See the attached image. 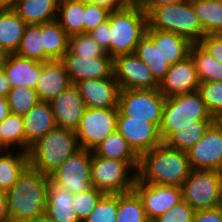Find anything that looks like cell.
<instances>
[{
	"label": "cell",
	"instance_id": "obj_48",
	"mask_svg": "<svg viewBox=\"0 0 222 222\" xmlns=\"http://www.w3.org/2000/svg\"><path fill=\"white\" fill-rule=\"evenodd\" d=\"M182 0H132V2L142 8L148 14L153 8L174 4Z\"/></svg>",
	"mask_w": 222,
	"mask_h": 222
},
{
	"label": "cell",
	"instance_id": "obj_40",
	"mask_svg": "<svg viewBox=\"0 0 222 222\" xmlns=\"http://www.w3.org/2000/svg\"><path fill=\"white\" fill-rule=\"evenodd\" d=\"M69 50L81 57H110L89 33L69 36Z\"/></svg>",
	"mask_w": 222,
	"mask_h": 222
},
{
	"label": "cell",
	"instance_id": "obj_32",
	"mask_svg": "<svg viewBox=\"0 0 222 222\" xmlns=\"http://www.w3.org/2000/svg\"><path fill=\"white\" fill-rule=\"evenodd\" d=\"M83 20V0H59L56 21L69 36L83 33Z\"/></svg>",
	"mask_w": 222,
	"mask_h": 222
},
{
	"label": "cell",
	"instance_id": "obj_29",
	"mask_svg": "<svg viewBox=\"0 0 222 222\" xmlns=\"http://www.w3.org/2000/svg\"><path fill=\"white\" fill-rule=\"evenodd\" d=\"M213 121H196V125L177 126L164 140L163 143L171 148L187 152L204 135Z\"/></svg>",
	"mask_w": 222,
	"mask_h": 222
},
{
	"label": "cell",
	"instance_id": "obj_8",
	"mask_svg": "<svg viewBox=\"0 0 222 222\" xmlns=\"http://www.w3.org/2000/svg\"><path fill=\"white\" fill-rule=\"evenodd\" d=\"M182 200L195 211L222 204V172L192 169L181 185Z\"/></svg>",
	"mask_w": 222,
	"mask_h": 222
},
{
	"label": "cell",
	"instance_id": "obj_5",
	"mask_svg": "<svg viewBox=\"0 0 222 222\" xmlns=\"http://www.w3.org/2000/svg\"><path fill=\"white\" fill-rule=\"evenodd\" d=\"M147 23V27L183 36L192 44L199 43L205 36L192 0H182L153 8L147 14Z\"/></svg>",
	"mask_w": 222,
	"mask_h": 222
},
{
	"label": "cell",
	"instance_id": "obj_56",
	"mask_svg": "<svg viewBox=\"0 0 222 222\" xmlns=\"http://www.w3.org/2000/svg\"><path fill=\"white\" fill-rule=\"evenodd\" d=\"M9 151H10V149L3 143V141L1 140V137H0V156L9 152Z\"/></svg>",
	"mask_w": 222,
	"mask_h": 222
},
{
	"label": "cell",
	"instance_id": "obj_51",
	"mask_svg": "<svg viewBox=\"0 0 222 222\" xmlns=\"http://www.w3.org/2000/svg\"><path fill=\"white\" fill-rule=\"evenodd\" d=\"M0 222H10V216L7 212L6 192L0 190Z\"/></svg>",
	"mask_w": 222,
	"mask_h": 222
},
{
	"label": "cell",
	"instance_id": "obj_7",
	"mask_svg": "<svg viewBox=\"0 0 222 222\" xmlns=\"http://www.w3.org/2000/svg\"><path fill=\"white\" fill-rule=\"evenodd\" d=\"M199 91L166 98L159 127L164 140L177 126L196 125V121H214Z\"/></svg>",
	"mask_w": 222,
	"mask_h": 222
},
{
	"label": "cell",
	"instance_id": "obj_18",
	"mask_svg": "<svg viewBox=\"0 0 222 222\" xmlns=\"http://www.w3.org/2000/svg\"><path fill=\"white\" fill-rule=\"evenodd\" d=\"M56 126L76 130L86 110L85 102L75 85H70L49 101Z\"/></svg>",
	"mask_w": 222,
	"mask_h": 222
},
{
	"label": "cell",
	"instance_id": "obj_26",
	"mask_svg": "<svg viewBox=\"0 0 222 222\" xmlns=\"http://www.w3.org/2000/svg\"><path fill=\"white\" fill-rule=\"evenodd\" d=\"M27 24L13 8L0 9V46L16 53Z\"/></svg>",
	"mask_w": 222,
	"mask_h": 222
},
{
	"label": "cell",
	"instance_id": "obj_49",
	"mask_svg": "<svg viewBox=\"0 0 222 222\" xmlns=\"http://www.w3.org/2000/svg\"><path fill=\"white\" fill-rule=\"evenodd\" d=\"M86 3H94L108 8L110 11L127 7L132 0H83Z\"/></svg>",
	"mask_w": 222,
	"mask_h": 222
},
{
	"label": "cell",
	"instance_id": "obj_19",
	"mask_svg": "<svg viewBox=\"0 0 222 222\" xmlns=\"http://www.w3.org/2000/svg\"><path fill=\"white\" fill-rule=\"evenodd\" d=\"M89 108L118 107L120 88L114 74L104 79L82 80L75 84Z\"/></svg>",
	"mask_w": 222,
	"mask_h": 222
},
{
	"label": "cell",
	"instance_id": "obj_10",
	"mask_svg": "<svg viewBox=\"0 0 222 222\" xmlns=\"http://www.w3.org/2000/svg\"><path fill=\"white\" fill-rule=\"evenodd\" d=\"M118 107H86L75 130L80 149L93 150L109 134L117 130Z\"/></svg>",
	"mask_w": 222,
	"mask_h": 222
},
{
	"label": "cell",
	"instance_id": "obj_3",
	"mask_svg": "<svg viewBox=\"0 0 222 222\" xmlns=\"http://www.w3.org/2000/svg\"><path fill=\"white\" fill-rule=\"evenodd\" d=\"M79 149L75 131L56 126L30 146L29 165L49 176Z\"/></svg>",
	"mask_w": 222,
	"mask_h": 222
},
{
	"label": "cell",
	"instance_id": "obj_4",
	"mask_svg": "<svg viewBox=\"0 0 222 222\" xmlns=\"http://www.w3.org/2000/svg\"><path fill=\"white\" fill-rule=\"evenodd\" d=\"M110 57L132 54L147 28V14L131 2L127 7L109 13Z\"/></svg>",
	"mask_w": 222,
	"mask_h": 222
},
{
	"label": "cell",
	"instance_id": "obj_1",
	"mask_svg": "<svg viewBox=\"0 0 222 222\" xmlns=\"http://www.w3.org/2000/svg\"><path fill=\"white\" fill-rule=\"evenodd\" d=\"M50 177L28 165L6 191L10 222H26L45 213Z\"/></svg>",
	"mask_w": 222,
	"mask_h": 222
},
{
	"label": "cell",
	"instance_id": "obj_38",
	"mask_svg": "<svg viewBox=\"0 0 222 222\" xmlns=\"http://www.w3.org/2000/svg\"><path fill=\"white\" fill-rule=\"evenodd\" d=\"M6 99L10 113L21 116L25 115L39 101L35 89L27 86L12 88Z\"/></svg>",
	"mask_w": 222,
	"mask_h": 222
},
{
	"label": "cell",
	"instance_id": "obj_44",
	"mask_svg": "<svg viewBox=\"0 0 222 222\" xmlns=\"http://www.w3.org/2000/svg\"><path fill=\"white\" fill-rule=\"evenodd\" d=\"M195 210L184 200L152 222H192Z\"/></svg>",
	"mask_w": 222,
	"mask_h": 222
},
{
	"label": "cell",
	"instance_id": "obj_50",
	"mask_svg": "<svg viewBox=\"0 0 222 222\" xmlns=\"http://www.w3.org/2000/svg\"><path fill=\"white\" fill-rule=\"evenodd\" d=\"M11 89L9 79L3 69L0 68V98H6Z\"/></svg>",
	"mask_w": 222,
	"mask_h": 222
},
{
	"label": "cell",
	"instance_id": "obj_28",
	"mask_svg": "<svg viewBox=\"0 0 222 222\" xmlns=\"http://www.w3.org/2000/svg\"><path fill=\"white\" fill-rule=\"evenodd\" d=\"M10 150L0 156V190L8 191L29 165L28 152Z\"/></svg>",
	"mask_w": 222,
	"mask_h": 222
},
{
	"label": "cell",
	"instance_id": "obj_36",
	"mask_svg": "<svg viewBox=\"0 0 222 222\" xmlns=\"http://www.w3.org/2000/svg\"><path fill=\"white\" fill-rule=\"evenodd\" d=\"M16 54L38 62H45V52L42 41V24L26 26Z\"/></svg>",
	"mask_w": 222,
	"mask_h": 222
},
{
	"label": "cell",
	"instance_id": "obj_12",
	"mask_svg": "<svg viewBox=\"0 0 222 222\" xmlns=\"http://www.w3.org/2000/svg\"><path fill=\"white\" fill-rule=\"evenodd\" d=\"M187 154L191 169L222 172L221 120H214Z\"/></svg>",
	"mask_w": 222,
	"mask_h": 222
},
{
	"label": "cell",
	"instance_id": "obj_53",
	"mask_svg": "<svg viewBox=\"0 0 222 222\" xmlns=\"http://www.w3.org/2000/svg\"><path fill=\"white\" fill-rule=\"evenodd\" d=\"M10 55L11 53L7 49L0 46V68L5 65Z\"/></svg>",
	"mask_w": 222,
	"mask_h": 222
},
{
	"label": "cell",
	"instance_id": "obj_27",
	"mask_svg": "<svg viewBox=\"0 0 222 222\" xmlns=\"http://www.w3.org/2000/svg\"><path fill=\"white\" fill-rule=\"evenodd\" d=\"M42 41L45 62L62 60L69 50V35L56 20L42 24Z\"/></svg>",
	"mask_w": 222,
	"mask_h": 222
},
{
	"label": "cell",
	"instance_id": "obj_46",
	"mask_svg": "<svg viewBox=\"0 0 222 222\" xmlns=\"http://www.w3.org/2000/svg\"><path fill=\"white\" fill-rule=\"evenodd\" d=\"M89 35L106 51L110 56V26L109 21L100 24L96 29L89 32Z\"/></svg>",
	"mask_w": 222,
	"mask_h": 222
},
{
	"label": "cell",
	"instance_id": "obj_39",
	"mask_svg": "<svg viewBox=\"0 0 222 222\" xmlns=\"http://www.w3.org/2000/svg\"><path fill=\"white\" fill-rule=\"evenodd\" d=\"M199 93L215 120L222 118V81L200 82Z\"/></svg>",
	"mask_w": 222,
	"mask_h": 222
},
{
	"label": "cell",
	"instance_id": "obj_2",
	"mask_svg": "<svg viewBox=\"0 0 222 222\" xmlns=\"http://www.w3.org/2000/svg\"><path fill=\"white\" fill-rule=\"evenodd\" d=\"M191 170L187 152L162 143L139 157L137 178L144 183L181 187Z\"/></svg>",
	"mask_w": 222,
	"mask_h": 222
},
{
	"label": "cell",
	"instance_id": "obj_34",
	"mask_svg": "<svg viewBox=\"0 0 222 222\" xmlns=\"http://www.w3.org/2000/svg\"><path fill=\"white\" fill-rule=\"evenodd\" d=\"M92 153L103 158L118 160H139V156L130 147L126 139L116 130L109 134Z\"/></svg>",
	"mask_w": 222,
	"mask_h": 222
},
{
	"label": "cell",
	"instance_id": "obj_11",
	"mask_svg": "<svg viewBox=\"0 0 222 222\" xmlns=\"http://www.w3.org/2000/svg\"><path fill=\"white\" fill-rule=\"evenodd\" d=\"M92 151L79 149L50 175V182L72 194L89 190L91 185Z\"/></svg>",
	"mask_w": 222,
	"mask_h": 222
},
{
	"label": "cell",
	"instance_id": "obj_21",
	"mask_svg": "<svg viewBox=\"0 0 222 222\" xmlns=\"http://www.w3.org/2000/svg\"><path fill=\"white\" fill-rule=\"evenodd\" d=\"M23 117L25 152L30 146L56 127L49 102L38 101Z\"/></svg>",
	"mask_w": 222,
	"mask_h": 222
},
{
	"label": "cell",
	"instance_id": "obj_20",
	"mask_svg": "<svg viewBox=\"0 0 222 222\" xmlns=\"http://www.w3.org/2000/svg\"><path fill=\"white\" fill-rule=\"evenodd\" d=\"M70 85L68 73L61 60L40 62V76L35 87L40 101L49 102Z\"/></svg>",
	"mask_w": 222,
	"mask_h": 222
},
{
	"label": "cell",
	"instance_id": "obj_13",
	"mask_svg": "<svg viewBox=\"0 0 222 222\" xmlns=\"http://www.w3.org/2000/svg\"><path fill=\"white\" fill-rule=\"evenodd\" d=\"M113 74L120 90L159 88L148 66L135 53L116 56L113 59Z\"/></svg>",
	"mask_w": 222,
	"mask_h": 222
},
{
	"label": "cell",
	"instance_id": "obj_33",
	"mask_svg": "<svg viewBox=\"0 0 222 222\" xmlns=\"http://www.w3.org/2000/svg\"><path fill=\"white\" fill-rule=\"evenodd\" d=\"M190 55L194 60L200 82L222 81V64L199 43H193Z\"/></svg>",
	"mask_w": 222,
	"mask_h": 222
},
{
	"label": "cell",
	"instance_id": "obj_41",
	"mask_svg": "<svg viewBox=\"0 0 222 222\" xmlns=\"http://www.w3.org/2000/svg\"><path fill=\"white\" fill-rule=\"evenodd\" d=\"M104 195V192L93 186L85 192L73 194L72 206L80 222L89 216Z\"/></svg>",
	"mask_w": 222,
	"mask_h": 222
},
{
	"label": "cell",
	"instance_id": "obj_25",
	"mask_svg": "<svg viewBox=\"0 0 222 222\" xmlns=\"http://www.w3.org/2000/svg\"><path fill=\"white\" fill-rule=\"evenodd\" d=\"M59 0H17L13 9L27 25L56 20Z\"/></svg>",
	"mask_w": 222,
	"mask_h": 222
},
{
	"label": "cell",
	"instance_id": "obj_23",
	"mask_svg": "<svg viewBox=\"0 0 222 222\" xmlns=\"http://www.w3.org/2000/svg\"><path fill=\"white\" fill-rule=\"evenodd\" d=\"M11 88L27 86L35 89L40 76V62L11 53L8 61L2 67Z\"/></svg>",
	"mask_w": 222,
	"mask_h": 222
},
{
	"label": "cell",
	"instance_id": "obj_47",
	"mask_svg": "<svg viewBox=\"0 0 222 222\" xmlns=\"http://www.w3.org/2000/svg\"><path fill=\"white\" fill-rule=\"evenodd\" d=\"M192 222H222V207L197 210Z\"/></svg>",
	"mask_w": 222,
	"mask_h": 222
},
{
	"label": "cell",
	"instance_id": "obj_17",
	"mask_svg": "<svg viewBox=\"0 0 222 222\" xmlns=\"http://www.w3.org/2000/svg\"><path fill=\"white\" fill-rule=\"evenodd\" d=\"M200 80L191 55L170 66L164 79L159 84V90L165 98L197 91Z\"/></svg>",
	"mask_w": 222,
	"mask_h": 222
},
{
	"label": "cell",
	"instance_id": "obj_37",
	"mask_svg": "<svg viewBox=\"0 0 222 222\" xmlns=\"http://www.w3.org/2000/svg\"><path fill=\"white\" fill-rule=\"evenodd\" d=\"M0 137L10 150L19 149L25 152L23 117L10 113L0 123Z\"/></svg>",
	"mask_w": 222,
	"mask_h": 222
},
{
	"label": "cell",
	"instance_id": "obj_16",
	"mask_svg": "<svg viewBox=\"0 0 222 222\" xmlns=\"http://www.w3.org/2000/svg\"><path fill=\"white\" fill-rule=\"evenodd\" d=\"M71 85L82 80L104 79L113 75V58L81 57L68 50L62 60Z\"/></svg>",
	"mask_w": 222,
	"mask_h": 222
},
{
	"label": "cell",
	"instance_id": "obj_54",
	"mask_svg": "<svg viewBox=\"0 0 222 222\" xmlns=\"http://www.w3.org/2000/svg\"><path fill=\"white\" fill-rule=\"evenodd\" d=\"M26 222H55L52 219H50L45 213L41 214L39 216H36L32 218L31 220H28Z\"/></svg>",
	"mask_w": 222,
	"mask_h": 222
},
{
	"label": "cell",
	"instance_id": "obj_9",
	"mask_svg": "<svg viewBox=\"0 0 222 222\" xmlns=\"http://www.w3.org/2000/svg\"><path fill=\"white\" fill-rule=\"evenodd\" d=\"M165 100L159 89L120 90L118 110L131 119L146 120L159 128Z\"/></svg>",
	"mask_w": 222,
	"mask_h": 222
},
{
	"label": "cell",
	"instance_id": "obj_55",
	"mask_svg": "<svg viewBox=\"0 0 222 222\" xmlns=\"http://www.w3.org/2000/svg\"><path fill=\"white\" fill-rule=\"evenodd\" d=\"M17 0H0V9L13 8Z\"/></svg>",
	"mask_w": 222,
	"mask_h": 222
},
{
	"label": "cell",
	"instance_id": "obj_6",
	"mask_svg": "<svg viewBox=\"0 0 222 222\" xmlns=\"http://www.w3.org/2000/svg\"><path fill=\"white\" fill-rule=\"evenodd\" d=\"M139 160L103 158L92 153L91 185L105 194H120L133 190Z\"/></svg>",
	"mask_w": 222,
	"mask_h": 222
},
{
	"label": "cell",
	"instance_id": "obj_35",
	"mask_svg": "<svg viewBox=\"0 0 222 222\" xmlns=\"http://www.w3.org/2000/svg\"><path fill=\"white\" fill-rule=\"evenodd\" d=\"M116 222H150L142 201L134 190L118 194Z\"/></svg>",
	"mask_w": 222,
	"mask_h": 222
},
{
	"label": "cell",
	"instance_id": "obj_24",
	"mask_svg": "<svg viewBox=\"0 0 222 222\" xmlns=\"http://www.w3.org/2000/svg\"><path fill=\"white\" fill-rule=\"evenodd\" d=\"M73 194L51 182L47 190L45 214L55 222H80L72 206Z\"/></svg>",
	"mask_w": 222,
	"mask_h": 222
},
{
	"label": "cell",
	"instance_id": "obj_31",
	"mask_svg": "<svg viewBox=\"0 0 222 222\" xmlns=\"http://www.w3.org/2000/svg\"><path fill=\"white\" fill-rule=\"evenodd\" d=\"M205 35L222 34V0H192Z\"/></svg>",
	"mask_w": 222,
	"mask_h": 222
},
{
	"label": "cell",
	"instance_id": "obj_52",
	"mask_svg": "<svg viewBox=\"0 0 222 222\" xmlns=\"http://www.w3.org/2000/svg\"><path fill=\"white\" fill-rule=\"evenodd\" d=\"M10 114L6 98H0V123Z\"/></svg>",
	"mask_w": 222,
	"mask_h": 222
},
{
	"label": "cell",
	"instance_id": "obj_22",
	"mask_svg": "<svg viewBox=\"0 0 222 222\" xmlns=\"http://www.w3.org/2000/svg\"><path fill=\"white\" fill-rule=\"evenodd\" d=\"M145 34L159 47L162 58L170 65L190 55L192 43L183 36L169 31L147 27Z\"/></svg>",
	"mask_w": 222,
	"mask_h": 222
},
{
	"label": "cell",
	"instance_id": "obj_43",
	"mask_svg": "<svg viewBox=\"0 0 222 222\" xmlns=\"http://www.w3.org/2000/svg\"><path fill=\"white\" fill-rule=\"evenodd\" d=\"M110 12L104 6L84 2L83 33H89L107 21Z\"/></svg>",
	"mask_w": 222,
	"mask_h": 222
},
{
	"label": "cell",
	"instance_id": "obj_15",
	"mask_svg": "<svg viewBox=\"0 0 222 222\" xmlns=\"http://www.w3.org/2000/svg\"><path fill=\"white\" fill-rule=\"evenodd\" d=\"M117 131L140 157L163 143L159 128L146 120L131 119L118 110Z\"/></svg>",
	"mask_w": 222,
	"mask_h": 222
},
{
	"label": "cell",
	"instance_id": "obj_30",
	"mask_svg": "<svg viewBox=\"0 0 222 222\" xmlns=\"http://www.w3.org/2000/svg\"><path fill=\"white\" fill-rule=\"evenodd\" d=\"M134 53L148 66L155 80L160 84L171 65L162 58L159 47H156L145 34L137 44Z\"/></svg>",
	"mask_w": 222,
	"mask_h": 222
},
{
	"label": "cell",
	"instance_id": "obj_14",
	"mask_svg": "<svg viewBox=\"0 0 222 222\" xmlns=\"http://www.w3.org/2000/svg\"><path fill=\"white\" fill-rule=\"evenodd\" d=\"M133 190L141 199L150 222L182 200V190L178 186L144 183L137 178Z\"/></svg>",
	"mask_w": 222,
	"mask_h": 222
},
{
	"label": "cell",
	"instance_id": "obj_42",
	"mask_svg": "<svg viewBox=\"0 0 222 222\" xmlns=\"http://www.w3.org/2000/svg\"><path fill=\"white\" fill-rule=\"evenodd\" d=\"M118 194H105L83 222H116Z\"/></svg>",
	"mask_w": 222,
	"mask_h": 222
},
{
	"label": "cell",
	"instance_id": "obj_45",
	"mask_svg": "<svg viewBox=\"0 0 222 222\" xmlns=\"http://www.w3.org/2000/svg\"><path fill=\"white\" fill-rule=\"evenodd\" d=\"M199 44L222 64V34L205 35Z\"/></svg>",
	"mask_w": 222,
	"mask_h": 222
}]
</instances>
